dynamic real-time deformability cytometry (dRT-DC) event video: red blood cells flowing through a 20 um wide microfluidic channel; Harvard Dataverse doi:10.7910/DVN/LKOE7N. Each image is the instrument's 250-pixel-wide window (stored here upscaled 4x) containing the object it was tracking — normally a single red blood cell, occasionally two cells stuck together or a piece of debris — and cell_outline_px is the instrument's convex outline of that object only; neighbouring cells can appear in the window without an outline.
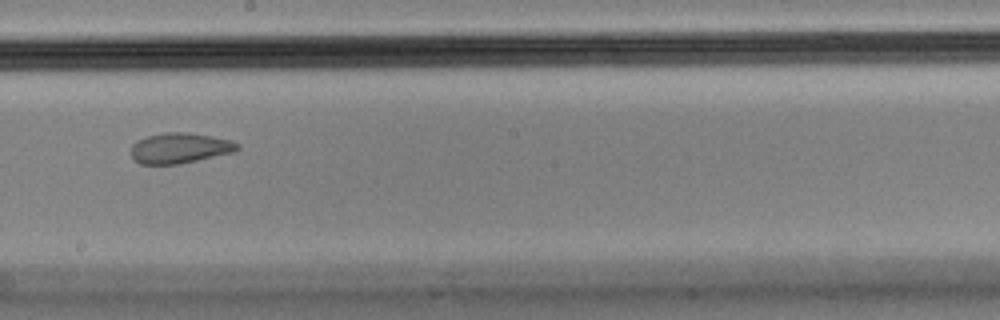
{"species": "Egyptian fruit bat (a non-hibernating species)", "species_latin": "Rousettus aegyptiacus", "temperature_condition": "cold", "stored_images_in_passage": 13, "segment_of_instrument_passage": [2, 2], "camera_frame_rate_fps": 3000, "um_per_image_px": 0.085, "animal": {"sex": "male"}, "frame": {"image": 1, "passage_image": 8, "time_ms": 2.333, "image_size_px": [1000, 320], "cell_outline_px": [[240, 148], [236, 152], [180, 164], [140, 164], [132, 160], [132, 144], [136, 140], [148, 136], [164, 132], [188, 132], [232, 140], [240, 144]], "centroid_in_image_um": [15.3, 12.59], "position_along_channel_um": 232.9, "area_um2": 19.13}}